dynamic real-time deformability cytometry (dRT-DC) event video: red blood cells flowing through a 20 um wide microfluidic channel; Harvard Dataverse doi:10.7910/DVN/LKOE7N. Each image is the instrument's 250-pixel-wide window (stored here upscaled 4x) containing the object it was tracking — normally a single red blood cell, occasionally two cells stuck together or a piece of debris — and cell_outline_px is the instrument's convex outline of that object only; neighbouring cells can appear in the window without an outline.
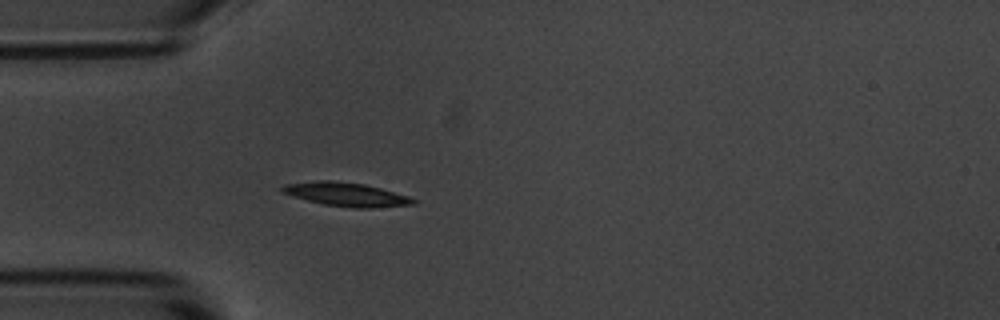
{"species": "common noctule bat (a hibernating species)", "species_latin": "Nyctalus noctula", "temperature_condition": "room temperature", "stored_images_in_passage": 3, "camera_frame_rate_fps": 3000, "um_per_image_px": 0.085, "animal": {"sex": "male", "body_mass_g": 20.1, "forearm_length_mm": 53.5}, "frame": {"image": 1, "passage_image": 3, "time_ms": 2.333, "image_size_px": [1000, 320], "cell_outline_px": [[416, 204], [368, 208], [352, 208], [324, 204], [308, 200], [280, 192], [280, 188], [284, 184], [316, 180], [332, 180], [364, 184], [380, 188], [408, 196], [416, 200]], "centroid_in_image_um": [29.4, 16.51], "position_along_channel_um": 55.6, "area_um2": 18.03}}